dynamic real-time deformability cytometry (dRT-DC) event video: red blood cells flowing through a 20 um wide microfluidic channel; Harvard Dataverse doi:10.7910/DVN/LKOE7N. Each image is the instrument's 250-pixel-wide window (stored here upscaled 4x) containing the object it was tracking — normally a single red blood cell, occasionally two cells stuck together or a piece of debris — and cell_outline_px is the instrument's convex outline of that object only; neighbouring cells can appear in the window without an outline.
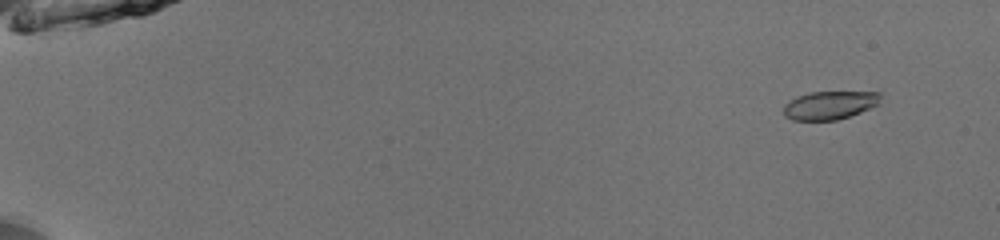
{"species": "common noctule bat (a hibernating species)", "species_latin": "Nyctalus noctula", "temperature_condition": "room temperature", "stored_images_in_passage": 53, "camera_frame_rate_fps": 3000, "um_per_image_px": 0.085, "animal": {"sex": "male", "body_mass_g": 13.0, "forearm_length_mm": 53.1}, "frame": {"image": 1, "passage_image": 5, "time_ms": 1.333, "image_size_px": [1000, 240], "cell_outline_px": [[880, 104], [860, 112], [836, 120], [792, 120], [784, 116], [784, 104], [788, 100], [796, 96], [812, 92], [880, 92]], "centroid_in_image_um": [70.5, 8.94], "position_along_channel_um": 14.5, "area_um2": 16.01}}
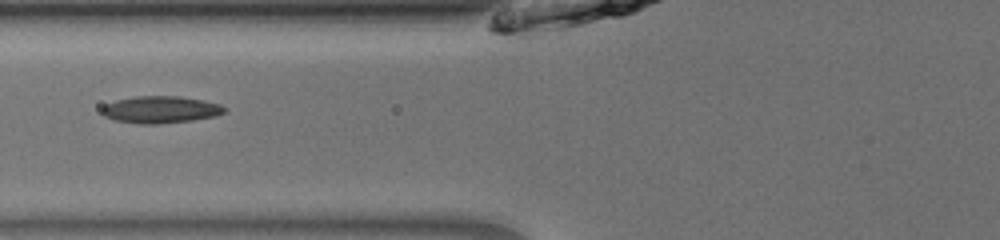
{"frame": {"image": 2, "passage_image": 24, "time_ms": 7.667, "image_size_px": [1000, 240], "cell_outline_px": [[228, 108], [224, 112], [216, 116], [192, 120], [156, 124], [140, 124], [112, 120], [104, 116], [100, 112], [100, 108], [104, 104], [116, 100], [136, 96], [180, 96], [204, 100], [220, 104]], "centroid_in_image_um": [13.61, 9.31], "position_along_channel_um": 112.2, "area_um2": 19.59}}
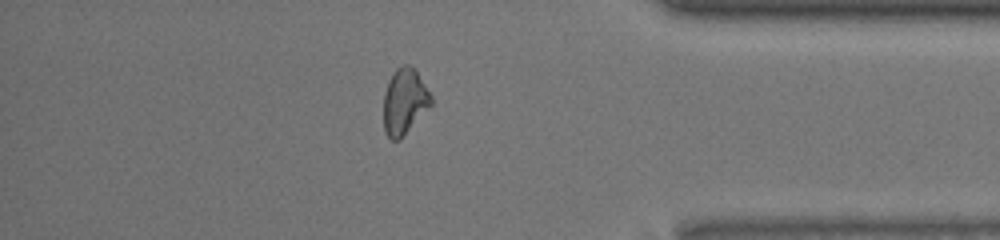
{"frame": {"image": 3, "passage_image": 47, "time_ms": 15.333, "image_size_px": [1000, 240], "cell_outline_px": [[432, 104], [400, 140], [392, 140], [384, 132], [384, 92], [388, 80], [396, 68], [404, 64], [408, 64], [416, 68], [432, 96]], "centroid_in_image_um": [34.39, 8.6], "position_along_channel_um": 400.8, "area_um2": 18.44}, "authors_computed_cell_mechanics": {"area_um2": 17.8024, "velocity_mm_per_s": 3.9801, "shape_relaxation_time_tau1_ms": null, "shape_relaxation_time_tau2_ms": 3.1053, "deformation_change_tau1": null, "deformation_change_tau2": 0.1128}}